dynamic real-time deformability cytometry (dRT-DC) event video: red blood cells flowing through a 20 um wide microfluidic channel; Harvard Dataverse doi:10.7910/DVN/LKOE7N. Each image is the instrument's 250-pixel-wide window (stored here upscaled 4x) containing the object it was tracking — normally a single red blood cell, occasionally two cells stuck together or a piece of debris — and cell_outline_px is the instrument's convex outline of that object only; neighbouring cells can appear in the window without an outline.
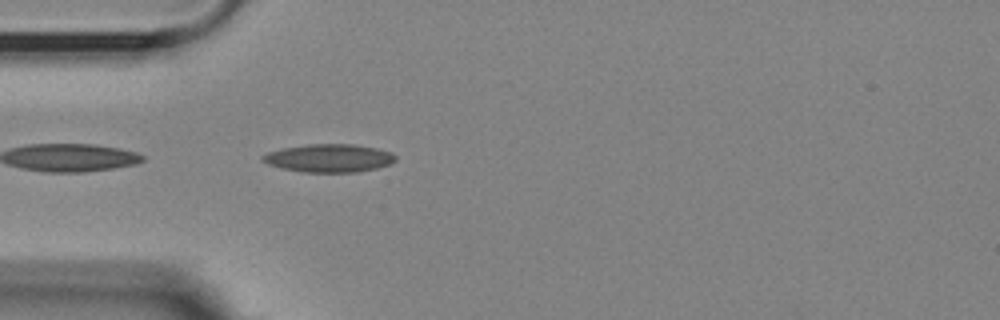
{"species": "Egyptian fruit bat (a non-hibernating species)", "species_latin": "Rousettus aegyptiacus", "temperature_condition": "room temperature", "stored_images_in_passage": 41, "camera_frame_rate_fps": 3000, "um_per_image_px": 0.085, "animal": {"sex": "female"}, "frame": {"image": 1, "passage_image": 2, "time_ms": 0.333, "image_size_px": [1000, 320], "cell_outline_px": [[396, 160], [392, 164], [376, 168], [356, 172], [304, 172], [284, 168], [268, 164], [260, 160], [260, 156], [268, 152], [284, 148], [308, 144], [352, 144], [376, 148], [392, 152], [396, 156]], "centroid_in_image_um": [27.99, 13.44], "position_along_channel_um": 57.0, "area_um2": 21.73}}
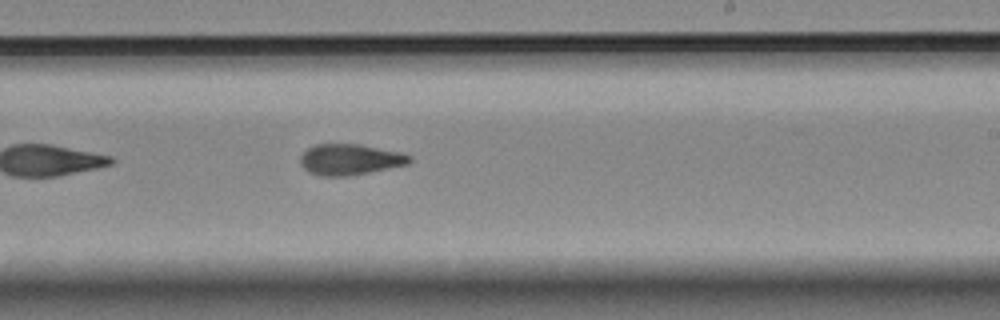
{"frame": {"image": 2, "passage_image": 19, "time_ms": 6.0, "image_size_px": [1000, 320], "cell_outline_px": [[412, 160], [408, 164], [348, 176], [320, 176], [308, 172], [300, 164], [300, 156], [308, 148], [316, 144], [360, 144], [404, 152], [412, 156]], "centroid_in_image_um": [29.76, 13.55], "position_along_channel_um": 259.2, "area_um2": 19.83}}
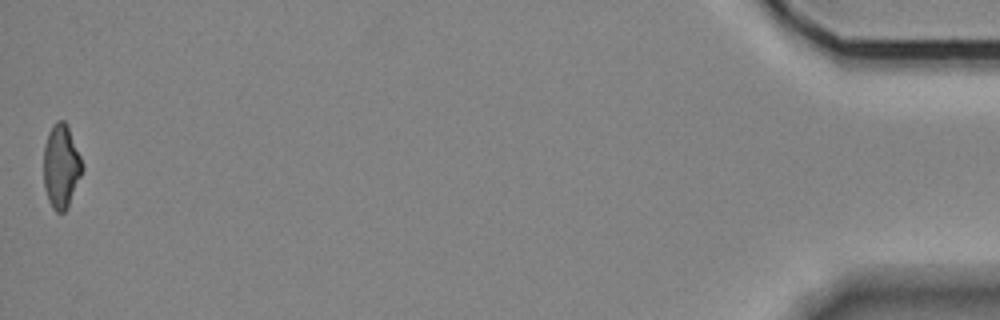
{"frame": {"image": 3, "passage_image": 41, "time_ms": 13.333, "image_size_px": [1000, 320], "cell_outline_px": [[84, 168], [68, 204], [64, 212], [56, 212], [52, 208], [48, 200], [44, 188], [44, 144], [48, 132], [52, 124], [56, 120], [64, 120], [68, 124], [80, 156]], "centroid_in_image_um": [5.18, 14.08], "position_along_channel_um": 430.0, "area_um2": 18.84}, "authors_computed_cell_mechanics": {"area_um2": 19.4786, "velocity_mm_per_s": 3.6122, "shape_relaxation_time_tau1_ms": null, "shape_relaxation_time_tau2_ms": 3.5541, "deformation_change_tau1": null, "deformation_change_tau2": 0.1135}}